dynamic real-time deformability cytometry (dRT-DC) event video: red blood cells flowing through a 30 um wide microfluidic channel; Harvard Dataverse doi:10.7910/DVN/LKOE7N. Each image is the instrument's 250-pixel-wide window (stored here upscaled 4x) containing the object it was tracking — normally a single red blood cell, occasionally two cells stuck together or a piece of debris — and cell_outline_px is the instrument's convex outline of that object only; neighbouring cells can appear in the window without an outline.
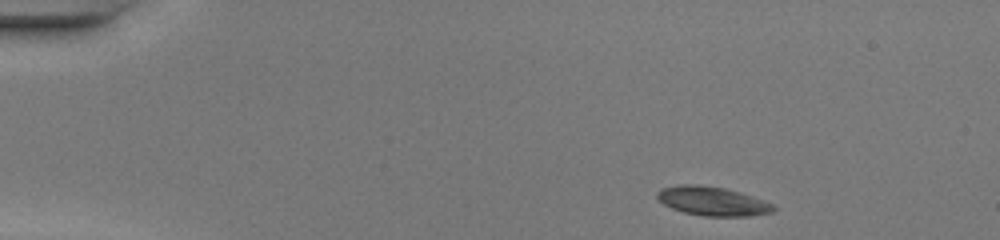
{"species": "common noctule bat (a hibernating species)", "species_latin": "Nyctalus noctula", "temperature_condition": "warm", "stored_images_in_passage": 42, "camera_frame_rate_fps": 3000, "um_per_image_px": 0.085, "animal": {"sex": "female", "body_mass_g": 20.0, "forearm_length_mm": 54.0}, "frame": {"image": 1, "passage_image": 1, "time_ms": 0.0, "image_size_px": [1000, 240], "cell_outline_px": [[776, 208], [772, 212], [748, 216], [704, 216], [684, 212], [672, 208], [664, 204], [656, 196], [656, 192], [660, 188], [676, 184], [696, 184], [724, 188], [740, 192], [752, 196], [772, 204]], "centroid_in_image_um": [60.51, 17.08], "position_along_channel_um": 24.5, "area_um2": 19.59}}
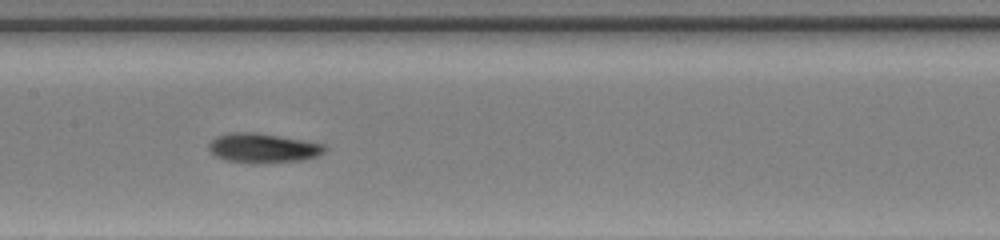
{"frame": {"image": 2, "passage_image": 19, "time_ms": 6.0, "image_size_px": [1000, 240], "cell_outline_px": [[328, 148], [320, 156], [304, 160], [224, 160], [216, 156], [208, 148], [208, 144], [216, 136], [232, 132], [256, 132], [308, 140], [324, 144]], "centroid_in_image_um": [22.42, 12.52], "position_along_channel_um": 185.0, "area_um2": 19.25}}
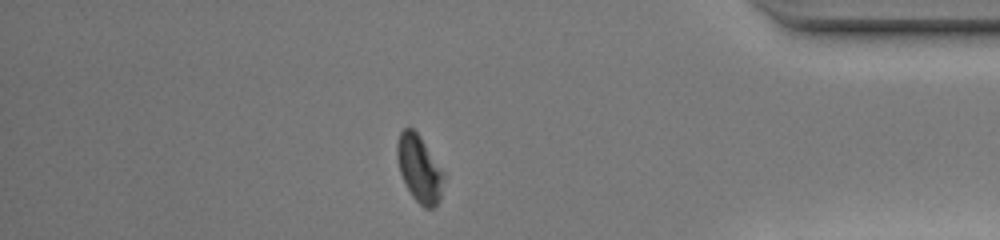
{"frame": {"image": 3, "passage_image": 36, "time_ms": 11.667, "image_size_px": [1000, 240], "cell_outline_px": [[444, 176], [440, 200], [432, 208], [424, 208], [412, 196], [400, 172], [396, 156], [396, 144], [400, 132], [404, 128], [412, 128], [420, 136], [444, 172]], "centroid_in_image_um": [35.63, 14.33], "position_along_channel_um": 399.6, "area_um2": 17.98}, "authors_computed_cell_mechanics": {"area_um2": 19.0162, "velocity_mm_per_s": 4.2881, "shape_relaxation_time_tau1_ms": 3.3268, "shape_relaxation_time_tau2_ms": 2.4958, "deformation_change_tau1": 0.1499, "deformation_change_tau2": 0.0833}}